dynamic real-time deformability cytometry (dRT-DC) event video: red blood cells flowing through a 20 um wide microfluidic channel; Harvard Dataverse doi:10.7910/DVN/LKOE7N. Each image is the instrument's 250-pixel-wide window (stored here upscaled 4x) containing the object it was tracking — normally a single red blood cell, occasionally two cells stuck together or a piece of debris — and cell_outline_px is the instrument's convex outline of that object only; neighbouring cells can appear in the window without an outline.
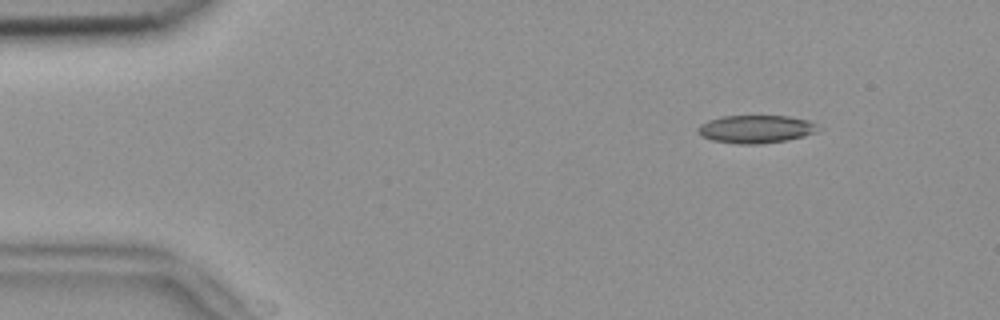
{"species": "common noctule bat (a hibernating species)", "species_latin": "Nyctalus noctula", "temperature_condition": "room temperature", "stored_images_in_passage": 8, "camera_frame_rate_fps": 3000, "um_per_image_px": 0.085, "animal": {"sex": "female", "body_mass_g": 18.4}, "frame": {"image": 1, "passage_image": 6, "time_ms": 1.667, "image_size_px": [1000, 320], "cell_outline_px": [[824, 128], [816, 132], [804, 136], [788, 140], [760, 144], [736, 144], [712, 140], [700, 136], [696, 128], [700, 124], [708, 120], [724, 116], [788, 116], [808, 120]], "centroid_in_image_um": [64.26, 10.98], "position_along_channel_um": 20.7, "area_um2": 19.83}}